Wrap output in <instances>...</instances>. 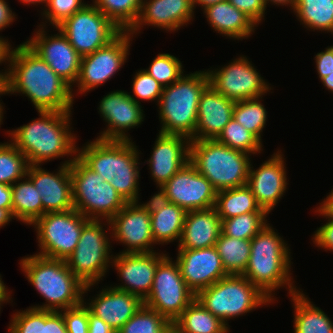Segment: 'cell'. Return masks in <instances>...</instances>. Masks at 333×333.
<instances>
[{
	"label": "cell",
	"instance_id": "obj_1",
	"mask_svg": "<svg viewBox=\"0 0 333 333\" xmlns=\"http://www.w3.org/2000/svg\"><path fill=\"white\" fill-rule=\"evenodd\" d=\"M7 64L2 78L5 95H25L37 112L72 110L75 90L72 93V87L24 42L11 47Z\"/></svg>",
	"mask_w": 333,
	"mask_h": 333
},
{
	"label": "cell",
	"instance_id": "obj_2",
	"mask_svg": "<svg viewBox=\"0 0 333 333\" xmlns=\"http://www.w3.org/2000/svg\"><path fill=\"white\" fill-rule=\"evenodd\" d=\"M38 114L39 118L28 124L6 131L29 165H42L69 155L75 159L78 138L71 127L72 111H38Z\"/></svg>",
	"mask_w": 333,
	"mask_h": 333
},
{
	"label": "cell",
	"instance_id": "obj_3",
	"mask_svg": "<svg viewBox=\"0 0 333 333\" xmlns=\"http://www.w3.org/2000/svg\"><path fill=\"white\" fill-rule=\"evenodd\" d=\"M248 265L242 274L273 302L275 291L286 288L288 296L299 292L291 273L292 255L287 241L275 232L270 223L251 240Z\"/></svg>",
	"mask_w": 333,
	"mask_h": 333
},
{
	"label": "cell",
	"instance_id": "obj_4",
	"mask_svg": "<svg viewBox=\"0 0 333 333\" xmlns=\"http://www.w3.org/2000/svg\"><path fill=\"white\" fill-rule=\"evenodd\" d=\"M19 264L28 282L46 301L30 306L35 309L61 311L79 306L85 294L97 285L85 286L64 260L33 254L21 258Z\"/></svg>",
	"mask_w": 333,
	"mask_h": 333
},
{
	"label": "cell",
	"instance_id": "obj_5",
	"mask_svg": "<svg viewBox=\"0 0 333 333\" xmlns=\"http://www.w3.org/2000/svg\"><path fill=\"white\" fill-rule=\"evenodd\" d=\"M209 85L207 71L183 74L176 82L163 87L158 103V133L183 135L195 140L200 97Z\"/></svg>",
	"mask_w": 333,
	"mask_h": 333
},
{
	"label": "cell",
	"instance_id": "obj_6",
	"mask_svg": "<svg viewBox=\"0 0 333 333\" xmlns=\"http://www.w3.org/2000/svg\"><path fill=\"white\" fill-rule=\"evenodd\" d=\"M250 154L215 140H191L189 162L218 192L247 185Z\"/></svg>",
	"mask_w": 333,
	"mask_h": 333
},
{
	"label": "cell",
	"instance_id": "obj_7",
	"mask_svg": "<svg viewBox=\"0 0 333 333\" xmlns=\"http://www.w3.org/2000/svg\"><path fill=\"white\" fill-rule=\"evenodd\" d=\"M196 299L228 327V321L273 304L256 285L242 275H228L201 290Z\"/></svg>",
	"mask_w": 333,
	"mask_h": 333
},
{
	"label": "cell",
	"instance_id": "obj_8",
	"mask_svg": "<svg viewBox=\"0 0 333 333\" xmlns=\"http://www.w3.org/2000/svg\"><path fill=\"white\" fill-rule=\"evenodd\" d=\"M74 209L88 219L110 220L127 202L78 156L70 164Z\"/></svg>",
	"mask_w": 333,
	"mask_h": 333
},
{
	"label": "cell",
	"instance_id": "obj_9",
	"mask_svg": "<svg viewBox=\"0 0 333 333\" xmlns=\"http://www.w3.org/2000/svg\"><path fill=\"white\" fill-rule=\"evenodd\" d=\"M110 230L109 220L89 219L82 228L75 250L66 260L68 268L85 286L98 284L110 270L113 257ZM109 232L110 236H107Z\"/></svg>",
	"mask_w": 333,
	"mask_h": 333
},
{
	"label": "cell",
	"instance_id": "obj_10",
	"mask_svg": "<svg viewBox=\"0 0 333 333\" xmlns=\"http://www.w3.org/2000/svg\"><path fill=\"white\" fill-rule=\"evenodd\" d=\"M88 220L76 209L45 213L31 224L39 243L40 252L36 254L66 261L75 250Z\"/></svg>",
	"mask_w": 333,
	"mask_h": 333
},
{
	"label": "cell",
	"instance_id": "obj_11",
	"mask_svg": "<svg viewBox=\"0 0 333 333\" xmlns=\"http://www.w3.org/2000/svg\"><path fill=\"white\" fill-rule=\"evenodd\" d=\"M195 298L181 276L177 261L166 254L158 263L153 286L143 301L144 305L173 323Z\"/></svg>",
	"mask_w": 333,
	"mask_h": 333
},
{
	"label": "cell",
	"instance_id": "obj_12",
	"mask_svg": "<svg viewBox=\"0 0 333 333\" xmlns=\"http://www.w3.org/2000/svg\"><path fill=\"white\" fill-rule=\"evenodd\" d=\"M57 28L82 57L106 46L121 32L92 3L86 4Z\"/></svg>",
	"mask_w": 333,
	"mask_h": 333
},
{
	"label": "cell",
	"instance_id": "obj_13",
	"mask_svg": "<svg viewBox=\"0 0 333 333\" xmlns=\"http://www.w3.org/2000/svg\"><path fill=\"white\" fill-rule=\"evenodd\" d=\"M133 36L121 31L106 46L81 58L80 72L75 87L80 94L103 85L122 68L130 53Z\"/></svg>",
	"mask_w": 333,
	"mask_h": 333
},
{
	"label": "cell",
	"instance_id": "obj_14",
	"mask_svg": "<svg viewBox=\"0 0 333 333\" xmlns=\"http://www.w3.org/2000/svg\"><path fill=\"white\" fill-rule=\"evenodd\" d=\"M227 64L207 70L209 84L226 98L237 102L265 96L273 90L245 55Z\"/></svg>",
	"mask_w": 333,
	"mask_h": 333
},
{
	"label": "cell",
	"instance_id": "obj_15",
	"mask_svg": "<svg viewBox=\"0 0 333 333\" xmlns=\"http://www.w3.org/2000/svg\"><path fill=\"white\" fill-rule=\"evenodd\" d=\"M133 140L99 138L78 147L77 156L94 172L110 182L121 171H140L138 146Z\"/></svg>",
	"mask_w": 333,
	"mask_h": 333
},
{
	"label": "cell",
	"instance_id": "obj_16",
	"mask_svg": "<svg viewBox=\"0 0 333 333\" xmlns=\"http://www.w3.org/2000/svg\"><path fill=\"white\" fill-rule=\"evenodd\" d=\"M156 193L162 199L187 211L208 209L215 206L217 191L211 182L188 162Z\"/></svg>",
	"mask_w": 333,
	"mask_h": 333
},
{
	"label": "cell",
	"instance_id": "obj_17",
	"mask_svg": "<svg viewBox=\"0 0 333 333\" xmlns=\"http://www.w3.org/2000/svg\"><path fill=\"white\" fill-rule=\"evenodd\" d=\"M111 236L123 243L125 250L119 253L156 252L149 205L145 202H129L110 220Z\"/></svg>",
	"mask_w": 333,
	"mask_h": 333
},
{
	"label": "cell",
	"instance_id": "obj_18",
	"mask_svg": "<svg viewBox=\"0 0 333 333\" xmlns=\"http://www.w3.org/2000/svg\"><path fill=\"white\" fill-rule=\"evenodd\" d=\"M39 27V28H38ZM32 38L24 42L34 53L72 87L77 82L82 56L68 42L66 36L55 28L57 34H48L46 27L38 25ZM51 35V36H50Z\"/></svg>",
	"mask_w": 333,
	"mask_h": 333
},
{
	"label": "cell",
	"instance_id": "obj_19",
	"mask_svg": "<svg viewBox=\"0 0 333 333\" xmlns=\"http://www.w3.org/2000/svg\"><path fill=\"white\" fill-rule=\"evenodd\" d=\"M98 105V112L107 126L97 138L131 141L128 131L139 127L144 121L145 115L142 105L137 104L129 92L124 90H114L107 93Z\"/></svg>",
	"mask_w": 333,
	"mask_h": 333
},
{
	"label": "cell",
	"instance_id": "obj_20",
	"mask_svg": "<svg viewBox=\"0 0 333 333\" xmlns=\"http://www.w3.org/2000/svg\"><path fill=\"white\" fill-rule=\"evenodd\" d=\"M166 255L163 252L117 253L112 257L111 268L117 271L121 284L115 289L132 293L144 301L153 286L159 261Z\"/></svg>",
	"mask_w": 333,
	"mask_h": 333
},
{
	"label": "cell",
	"instance_id": "obj_21",
	"mask_svg": "<svg viewBox=\"0 0 333 333\" xmlns=\"http://www.w3.org/2000/svg\"><path fill=\"white\" fill-rule=\"evenodd\" d=\"M67 159L69 160L62 162L55 173L43 169L41 165H29L27 176L41 197L43 215L74 209L70 176V164L74 159Z\"/></svg>",
	"mask_w": 333,
	"mask_h": 333
},
{
	"label": "cell",
	"instance_id": "obj_22",
	"mask_svg": "<svg viewBox=\"0 0 333 333\" xmlns=\"http://www.w3.org/2000/svg\"><path fill=\"white\" fill-rule=\"evenodd\" d=\"M281 150L264 161L256 170L250 163L247 186L255 196L256 202L268 214L284 197L287 185V169Z\"/></svg>",
	"mask_w": 333,
	"mask_h": 333
},
{
	"label": "cell",
	"instance_id": "obj_23",
	"mask_svg": "<svg viewBox=\"0 0 333 333\" xmlns=\"http://www.w3.org/2000/svg\"><path fill=\"white\" fill-rule=\"evenodd\" d=\"M176 261L183 280L195 295L228 276L215 246L178 250Z\"/></svg>",
	"mask_w": 333,
	"mask_h": 333
},
{
	"label": "cell",
	"instance_id": "obj_24",
	"mask_svg": "<svg viewBox=\"0 0 333 333\" xmlns=\"http://www.w3.org/2000/svg\"><path fill=\"white\" fill-rule=\"evenodd\" d=\"M190 142L191 139L183 135H157L151 156L145 161L156 188H160L189 162Z\"/></svg>",
	"mask_w": 333,
	"mask_h": 333
},
{
	"label": "cell",
	"instance_id": "obj_25",
	"mask_svg": "<svg viewBox=\"0 0 333 333\" xmlns=\"http://www.w3.org/2000/svg\"><path fill=\"white\" fill-rule=\"evenodd\" d=\"M194 10L193 0H142L139 17L129 32L135 37L146 25L178 31L195 19Z\"/></svg>",
	"mask_w": 333,
	"mask_h": 333
},
{
	"label": "cell",
	"instance_id": "obj_26",
	"mask_svg": "<svg viewBox=\"0 0 333 333\" xmlns=\"http://www.w3.org/2000/svg\"><path fill=\"white\" fill-rule=\"evenodd\" d=\"M98 292L95 297L89 298V302L83 298V303L93 315L104 320L116 333L144 304L138 296L115 289L112 284Z\"/></svg>",
	"mask_w": 333,
	"mask_h": 333
},
{
	"label": "cell",
	"instance_id": "obj_27",
	"mask_svg": "<svg viewBox=\"0 0 333 333\" xmlns=\"http://www.w3.org/2000/svg\"><path fill=\"white\" fill-rule=\"evenodd\" d=\"M235 101L217 92L210 84L198 104L195 140H215L233 118Z\"/></svg>",
	"mask_w": 333,
	"mask_h": 333
},
{
	"label": "cell",
	"instance_id": "obj_28",
	"mask_svg": "<svg viewBox=\"0 0 333 333\" xmlns=\"http://www.w3.org/2000/svg\"><path fill=\"white\" fill-rule=\"evenodd\" d=\"M221 219L215 207L187 211L177 250L202 249L216 245Z\"/></svg>",
	"mask_w": 333,
	"mask_h": 333
},
{
	"label": "cell",
	"instance_id": "obj_29",
	"mask_svg": "<svg viewBox=\"0 0 333 333\" xmlns=\"http://www.w3.org/2000/svg\"><path fill=\"white\" fill-rule=\"evenodd\" d=\"M146 203L149 205L154 242L158 245L178 242L181 239L186 211L168 202L156 193Z\"/></svg>",
	"mask_w": 333,
	"mask_h": 333
},
{
	"label": "cell",
	"instance_id": "obj_30",
	"mask_svg": "<svg viewBox=\"0 0 333 333\" xmlns=\"http://www.w3.org/2000/svg\"><path fill=\"white\" fill-rule=\"evenodd\" d=\"M202 11L210 27L228 39H248L255 32V27H258L228 0L206 6Z\"/></svg>",
	"mask_w": 333,
	"mask_h": 333
},
{
	"label": "cell",
	"instance_id": "obj_31",
	"mask_svg": "<svg viewBox=\"0 0 333 333\" xmlns=\"http://www.w3.org/2000/svg\"><path fill=\"white\" fill-rule=\"evenodd\" d=\"M290 297L294 308V333H333V321L301 289Z\"/></svg>",
	"mask_w": 333,
	"mask_h": 333
},
{
	"label": "cell",
	"instance_id": "obj_32",
	"mask_svg": "<svg viewBox=\"0 0 333 333\" xmlns=\"http://www.w3.org/2000/svg\"><path fill=\"white\" fill-rule=\"evenodd\" d=\"M173 333H229L230 327L195 298L172 323Z\"/></svg>",
	"mask_w": 333,
	"mask_h": 333
},
{
	"label": "cell",
	"instance_id": "obj_33",
	"mask_svg": "<svg viewBox=\"0 0 333 333\" xmlns=\"http://www.w3.org/2000/svg\"><path fill=\"white\" fill-rule=\"evenodd\" d=\"M12 189V215L18 221L31 226L43 216L41 197L31 179L25 177L11 185Z\"/></svg>",
	"mask_w": 333,
	"mask_h": 333
},
{
	"label": "cell",
	"instance_id": "obj_34",
	"mask_svg": "<svg viewBox=\"0 0 333 333\" xmlns=\"http://www.w3.org/2000/svg\"><path fill=\"white\" fill-rule=\"evenodd\" d=\"M214 207L221 220L249 212H266L258 205L247 185L218 191Z\"/></svg>",
	"mask_w": 333,
	"mask_h": 333
},
{
	"label": "cell",
	"instance_id": "obj_35",
	"mask_svg": "<svg viewBox=\"0 0 333 333\" xmlns=\"http://www.w3.org/2000/svg\"><path fill=\"white\" fill-rule=\"evenodd\" d=\"M293 13L307 30L333 35V0H296Z\"/></svg>",
	"mask_w": 333,
	"mask_h": 333
},
{
	"label": "cell",
	"instance_id": "obj_36",
	"mask_svg": "<svg viewBox=\"0 0 333 333\" xmlns=\"http://www.w3.org/2000/svg\"><path fill=\"white\" fill-rule=\"evenodd\" d=\"M215 247L228 275H242L248 265L251 241L229 237L220 233Z\"/></svg>",
	"mask_w": 333,
	"mask_h": 333
},
{
	"label": "cell",
	"instance_id": "obj_37",
	"mask_svg": "<svg viewBox=\"0 0 333 333\" xmlns=\"http://www.w3.org/2000/svg\"><path fill=\"white\" fill-rule=\"evenodd\" d=\"M92 4L121 31H129L139 17L142 0H93Z\"/></svg>",
	"mask_w": 333,
	"mask_h": 333
},
{
	"label": "cell",
	"instance_id": "obj_38",
	"mask_svg": "<svg viewBox=\"0 0 333 333\" xmlns=\"http://www.w3.org/2000/svg\"><path fill=\"white\" fill-rule=\"evenodd\" d=\"M252 98L235 102L233 118L249 132H251L261 143L262 132L266 127L267 111L262 98Z\"/></svg>",
	"mask_w": 333,
	"mask_h": 333
},
{
	"label": "cell",
	"instance_id": "obj_39",
	"mask_svg": "<svg viewBox=\"0 0 333 333\" xmlns=\"http://www.w3.org/2000/svg\"><path fill=\"white\" fill-rule=\"evenodd\" d=\"M267 212H249L221 220V232L235 239L251 240L268 223Z\"/></svg>",
	"mask_w": 333,
	"mask_h": 333
},
{
	"label": "cell",
	"instance_id": "obj_40",
	"mask_svg": "<svg viewBox=\"0 0 333 333\" xmlns=\"http://www.w3.org/2000/svg\"><path fill=\"white\" fill-rule=\"evenodd\" d=\"M117 333H173L172 323L144 304Z\"/></svg>",
	"mask_w": 333,
	"mask_h": 333
},
{
	"label": "cell",
	"instance_id": "obj_41",
	"mask_svg": "<svg viewBox=\"0 0 333 333\" xmlns=\"http://www.w3.org/2000/svg\"><path fill=\"white\" fill-rule=\"evenodd\" d=\"M28 168L26 156L10 140L0 142V183L13 185L27 175Z\"/></svg>",
	"mask_w": 333,
	"mask_h": 333
},
{
	"label": "cell",
	"instance_id": "obj_42",
	"mask_svg": "<svg viewBox=\"0 0 333 333\" xmlns=\"http://www.w3.org/2000/svg\"><path fill=\"white\" fill-rule=\"evenodd\" d=\"M216 140L234 150L250 155H258L264 150L263 144L234 118L224 127Z\"/></svg>",
	"mask_w": 333,
	"mask_h": 333
},
{
	"label": "cell",
	"instance_id": "obj_43",
	"mask_svg": "<svg viewBox=\"0 0 333 333\" xmlns=\"http://www.w3.org/2000/svg\"><path fill=\"white\" fill-rule=\"evenodd\" d=\"M183 67L182 62L174 55L159 53L150 66L144 70L163 87H166L176 82L184 74Z\"/></svg>",
	"mask_w": 333,
	"mask_h": 333
},
{
	"label": "cell",
	"instance_id": "obj_44",
	"mask_svg": "<svg viewBox=\"0 0 333 333\" xmlns=\"http://www.w3.org/2000/svg\"><path fill=\"white\" fill-rule=\"evenodd\" d=\"M86 4L88 3H84V0H47L45 7H42L43 22L40 26L47 28L46 23L49 22V25L57 28ZM44 19L46 23H44Z\"/></svg>",
	"mask_w": 333,
	"mask_h": 333
},
{
	"label": "cell",
	"instance_id": "obj_45",
	"mask_svg": "<svg viewBox=\"0 0 333 333\" xmlns=\"http://www.w3.org/2000/svg\"><path fill=\"white\" fill-rule=\"evenodd\" d=\"M9 333H45V310L28 307L12 314Z\"/></svg>",
	"mask_w": 333,
	"mask_h": 333
},
{
	"label": "cell",
	"instance_id": "obj_46",
	"mask_svg": "<svg viewBox=\"0 0 333 333\" xmlns=\"http://www.w3.org/2000/svg\"><path fill=\"white\" fill-rule=\"evenodd\" d=\"M131 85L133 95L130 94L131 92H129V95L137 104H141L138 99H141V101H156L157 104L159 103L163 86L144 69L136 72Z\"/></svg>",
	"mask_w": 333,
	"mask_h": 333
},
{
	"label": "cell",
	"instance_id": "obj_47",
	"mask_svg": "<svg viewBox=\"0 0 333 333\" xmlns=\"http://www.w3.org/2000/svg\"><path fill=\"white\" fill-rule=\"evenodd\" d=\"M140 171H121L115 174L110 184L115 190L129 202H139Z\"/></svg>",
	"mask_w": 333,
	"mask_h": 333
},
{
	"label": "cell",
	"instance_id": "obj_48",
	"mask_svg": "<svg viewBox=\"0 0 333 333\" xmlns=\"http://www.w3.org/2000/svg\"><path fill=\"white\" fill-rule=\"evenodd\" d=\"M319 204L314 212L326 218L327 222L316 229L312 241L316 247L333 252V211L323 201Z\"/></svg>",
	"mask_w": 333,
	"mask_h": 333
},
{
	"label": "cell",
	"instance_id": "obj_49",
	"mask_svg": "<svg viewBox=\"0 0 333 333\" xmlns=\"http://www.w3.org/2000/svg\"><path fill=\"white\" fill-rule=\"evenodd\" d=\"M63 315L67 333H88V308L84 303L60 311Z\"/></svg>",
	"mask_w": 333,
	"mask_h": 333
},
{
	"label": "cell",
	"instance_id": "obj_50",
	"mask_svg": "<svg viewBox=\"0 0 333 333\" xmlns=\"http://www.w3.org/2000/svg\"><path fill=\"white\" fill-rule=\"evenodd\" d=\"M237 9L247 15L256 25L265 19L267 6L264 0H228Z\"/></svg>",
	"mask_w": 333,
	"mask_h": 333
},
{
	"label": "cell",
	"instance_id": "obj_51",
	"mask_svg": "<svg viewBox=\"0 0 333 333\" xmlns=\"http://www.w3.org/2000/svg\"><path fill=\"white\" fill-rule=\"evenodd\" d=\"M316 70L318 77L322 78L328 76L333 72V45L327 46L324 51L318 52L315 57Z\"/></svg>",
	"mask_w": 333,
	"mask_h": 333
},
{
	"label": "cell",
	"instance_id": "obj_52",
	"mask_svg": "<svg viewBox=\"0 0 333 333\" xmlns=\"http://www.w3.org/2000/svg\"><path fill=\"white\" fill-rule=\"evenodd\" d=\"M45 333H67L66 324L60 311L45 310Z\"/></svg>",
	"mask_w": 333,
	"mask_h": 333
},
{
	"label": "cell",
	"instance_id": "obj_53",
	"mask_svg": "<svg viewBox=\"0 0 333 333\" xmlns=\"http://www.w3.org/2000/svg\"><path fill=\"white\" fill-rule=\"evenodd\" d=\"M88 333H116L104 320L93 315L88 309Z\"/></svg>",
	"mask_w": 333,
	"mask_h": 333
},
{
	"label": "cell",
	"instance_id": "obj_54",
	"mask_svg": "<svg viewBox=\"0 0 333 333\" xmlns=\"http://www.w3.org/2000/svg\"><path fill=\"white\" fill-rule=\"evenodd\" d=\"M16 16L11 7H9L8 2L0 0V31L5 30L10 24L12 25L17 18Z\"/></svg>",
	"mask_w": 333,
	"mask_h": 333
},
{
	"label": "cell",
	"instance_id": "obj_55",
	"mask_svg": "<svg viewBox=\"0 0 333 333\" xmlns=\"http://www.w3.org/2000/svg\"><path fill=\"white\" fill-rule=\"evenodd\" d=\"M0 208L12 213V189L10 185L0 183Z\"/></svg>",
	"mask_w": 333,
	"mask_h": 333
},
{
	"label": "cell",
	"instance_id": "obj_56",
	"mask_svg": "<svg viewBox=\"0 0 333 333\" xmlns=\"http://www.w3.org/2000/svg\"><path fill=\"white\" fill-rule=\"evenodd\" d=\"M11 47L10 41L0 36V65H7Z\"/></svg>",
	"mask_w": 333,
	"mask_h": 333
},
{
	"label": "cell",
	"instance_id": "obj_57",
	"mask_svg": "<svg viewBox=\"0 0 333 333\" xmlns=\"http://www.w3.org/2000/svg\"><path fill=\"white\" fill-rule=\"evenodd\" d=\"M8 287H6V285L4 284V281L1 278V274H0V306L2 307L3 304H7L8 302L11 303L13 302L11 299V293L12 290L9 291V289H7ZM11 301V302H10Z\"/></svg>",
	"mask_w": 333,
	"mask_h": 333
},
{
	"label": "cell",
	"instance_id": "obj_58",
	"mask_svg": "<svg viewBox=\"0 0 333 333\" xmlns=\"http://www.w3.org/2000/svg\"><path fill=\"white\" fill-rule=\"evenodd\" d=\"M14 219L12 213L8 209L0 208V228L5 227L6 224Z\"/></svg>",
	"mask_w": 333,
	"mask_h": 333
},
{
	"label": "cell",
	"instance_id": "obj_59",
	"mask_svg": "<svg viewBox=\"0 0 333 333\" xmlns=\"http://www.w3.org/2000/svg\"><path fill=\"white\" fill-rule=\"evenodd\" d=\"M265 1V4L266 6L269 5L270 3L272 5H276V6H289L291 10L294 9L295 7V4H296V0H264Z\"/></svg>",
	"mask_w": 333,
	"mask_h": 333
},
{
	"label": "cell",
	"instance_id": "obj_60",
	"mask_svg": "<svg viewBox=\"0 0 333 333\" xmlns=\"http://www.w3.org/2000/svg\"><path fill=\"white\" fill-rule=\"evenodd\" d=\"M227 0H193L194 7L200 6L202 9L205 8L206 6H209L211 4L219 3V2H224ZM198 4V6H197Z\"/></svg>",
	"mask_w": 333,
	"mask_h": 333
},
{
	"label": "cell",
	"instance_id": "obj_61",
	"mask_svg": "<svg viewBox=\"0 0 333 333\" xmlns=\"http://www.w3.org/2000/svg\"><path fill=\"white\" fill-rule=\"evenodd\" d=\"M325 89L333 93V72L320 80Z\"/></svg>",
	"mask_w": 333,
	"mask_h": 333
},
{
	"label": "cell",
	"instance_id": "obj_62",
	"mask_svg": "<svg viewBox=\"0 0 333 333\" xmlns=\"http://www.w3.org/2000/svg\"><path fill=\"white\" fill-rule=\"evenodd\" d=\"M19 2L24 3L23 5L26 4V5H31V6H32V4L37 5L39 3L38 5H40V3H41V5L43 6V4H44V7H45L47 0H19Z\"/></svg>",
	"mask_w": 333,
	"mask_h": 333
},
{
	"label": "cell",
	"instance_id": "obj_63",
	"mask_svg": "<svg viewBox=\"0 0 333 333\" xmlns=\"http://www.w3.org/2000/svg\"><path fill=\"white\" fill-rule=\"evenodd\" d=\"M2 95H5V94H0V96H2ZM2 101V99L0 100V127H1V124H3V116H4V106L2 105L3 103L1 102Z\"/></svg>",
	"mask_w": 333,
	"mask_h": 333
},
{
	"label": "cell",
	"instance_id": "obj_64",
	"mask_svg": "<svg viewBox=\"0 0 333 333\" xmlns=\"http://www.w3.org/2000/svg\"><path fill=\"white\" fill-rule=\"evenodd\" d=\"M323 202L333 211V199H323Z\"/></svg>",
	"mask_w": 333,
	"mask_h": 333
},
{
	"label": "cell",
	"instance_id": "obj_65",
	"mask_svg": "<svg viewBox=\"0 0 333 333\" xmlns=\"http://www.w3.org/2000/svg\"><path fill=\"white\" fill-rule=\"evenodd\" d=\"M328 194L329 195H327L326 198H324V199H333V188H332L331 192Z\"/></svg>",
	"mask_w": 333,
	"mask_h": 333
}]
</instances>
